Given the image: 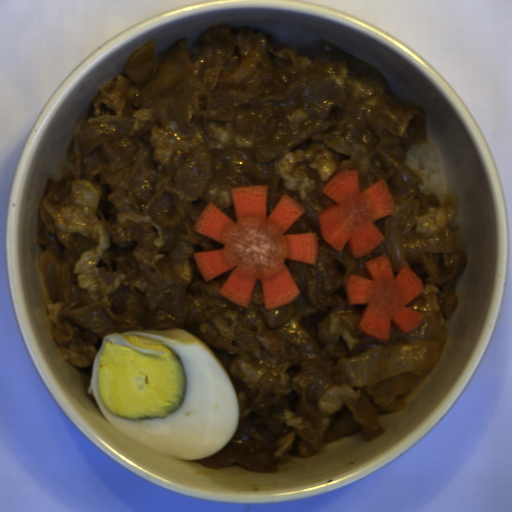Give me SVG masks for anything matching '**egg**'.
I'll list each match as a JSON object with an SVG mask.
<instances>
[{"label":"egg","mask_w":512,"mask_h":512,"mask_svg":"<svg viewBox=\"0 0 512 512\" xmlns=\"http://www.w3.org/2000/svg\"><path fill=\"white\" fill-rule=\"evenodd\" d=\"M87 390L117 431L176 460L210 457L240 425L231 379L185 330L106 334Z\"/></svg>","instance_id":"egg-1"}]
</instances>
